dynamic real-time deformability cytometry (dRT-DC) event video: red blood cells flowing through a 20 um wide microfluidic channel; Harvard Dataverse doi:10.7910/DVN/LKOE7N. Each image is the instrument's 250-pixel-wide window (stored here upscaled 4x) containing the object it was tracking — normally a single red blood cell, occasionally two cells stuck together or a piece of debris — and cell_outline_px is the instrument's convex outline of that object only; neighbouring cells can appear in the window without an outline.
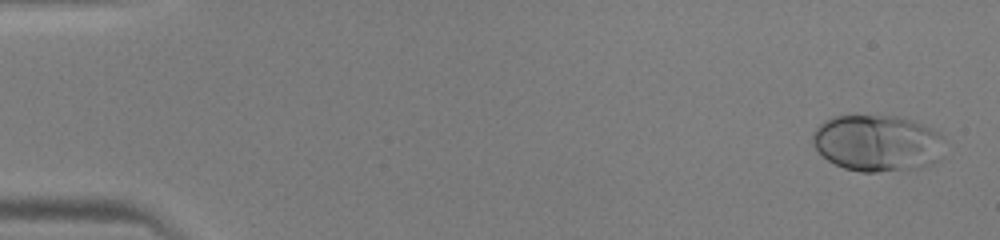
{"species": "human", "species_latin": "Homo sapiens", "temperature_condition": "warm", "stored_images_in_passage": 47, "camera_frame_rate_fps": 3000, "um_per_image_px": 0.085, "donor": {"sex": "male"}, "frame": {"image": 1, "passage_image": 2, "time_ms": 0.333, "image_size_px": [1000, 240], "cell_outline_px": [[944, 136], [940, 160], [932, 164], [920, 168], [876, 172], [860, 172], [844, 168], [828, 160], [812, 144], [812, 132], [824, 120], [832, 116], [896, 116], [912, 120]], "centroid_in_image_um": [74.56, 12.17], "position_along_channel_um": 10.4, "area_um2": 43.52}}
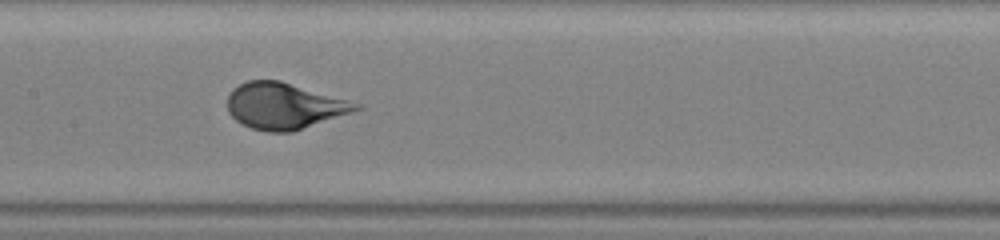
{"frame": {"image": 2, "passage_image": 24, "time_ms": 7.667, "image_size_px": [1000, 240], "cell_outline_px": [[364, 108], [292, 132], [268, 132], [252, 128], [236, 120], [228, 112], [228, 96], [232, 88], [248, 80], [280, 80], [360, 104]], "centroid_in_image_um": [24.13, 9.0], "position_along_channel_um": 183.3, "area_um2": 34.28}}
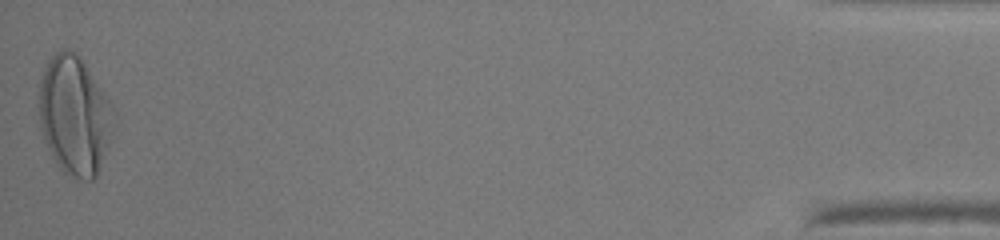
{"frame": {"image": 3, "passage_image": 47, "time_ms": 15.333, "image_size_px": [1000, 240], "cell_outline_px": [[112, 108], [108, 140], [96, 176], [92, 180], [88, 180], [64, 172], [60, 168], [52, 156], [44, 140], [40, 124], [40, 80], [44, 68], [48, 60], [60, 48], [68, 48], [76, 52], [80, 56], [108, 100]], "centroid_in_image_um": [6.27, 9.75], "position_along_channel_um": 428.9, "area_um2": 50.11}}